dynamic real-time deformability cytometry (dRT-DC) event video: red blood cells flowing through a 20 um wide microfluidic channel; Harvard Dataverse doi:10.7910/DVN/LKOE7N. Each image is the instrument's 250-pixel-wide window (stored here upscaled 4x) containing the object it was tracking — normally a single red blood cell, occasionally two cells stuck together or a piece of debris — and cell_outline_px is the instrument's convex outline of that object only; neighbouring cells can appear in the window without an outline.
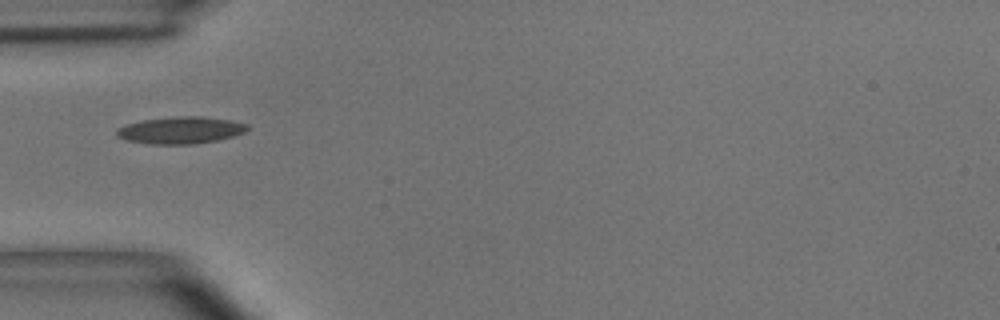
{"species": "common noctule bat (a hibernating species)", "species_latin": "Nyctalus noctula", "temperature_condition": "room temperature", "stored_images_in_passage": 4, "camera_frame_rate_fps": 3000, "um_per_image_px": 0.085, "animal": {"sex": "male", "body_mass_g": 15.6}, "frame": {"image": 1, "passage_image": 1, "time_ms": 0.0, "image_size_px": [1000, 320], "cell_outline_px": [[252, 128], [244, 132], [220, 140], [196, 144], [148, 144], [124, 140], [116, 136], [116, 128], [124, 124], [144, 120], [176, 116], [200, 116], [228, 120], [248, 124]], "centroid_in_image_um": [15.33, 11.07], "position_along_channel_um": 69.7, "area_um2": 20.81}}